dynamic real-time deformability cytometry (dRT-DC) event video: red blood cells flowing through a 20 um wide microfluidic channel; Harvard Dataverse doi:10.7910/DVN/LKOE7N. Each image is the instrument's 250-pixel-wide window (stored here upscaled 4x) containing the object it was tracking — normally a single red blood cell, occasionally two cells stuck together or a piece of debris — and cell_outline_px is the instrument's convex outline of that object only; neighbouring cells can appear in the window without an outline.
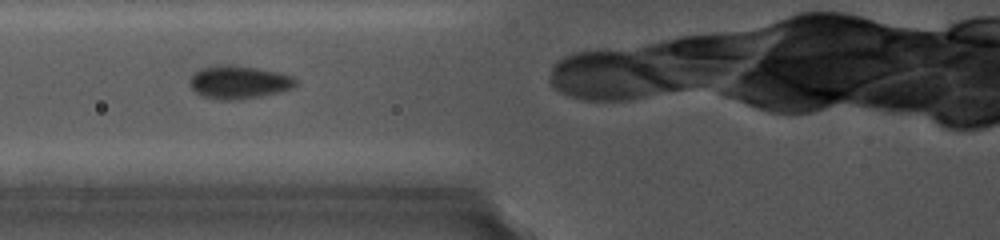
{"species": "common noctule bat (a hibernating species)", "species_latin": "Nyctalus noctula", "temperature_condition": "cold", "stored_images_in_passage": 7, "camera_frame_rate_fps": 5000, "um_per_image_px": 0.085, "animal": {"sex": "female", "body_mass_g": 19.0, "forearm_length_mm": 56.7}, "frame": {"image": 1, "passage_image": 2, "time_ms": 1.0, "image_size_px": [1000, 240], "cell_outline_px": [[296, 84], [280, 92], [232, 100], [224, 100], [204, 96], [196, 92], [192, 88], [192, 72], [200, 68], [228, 64], [280, 72], [292, 76], [296, 80]], "centroid_in_image_um": [20.29, 6.97], "position_along_channel_um": 105.5, "area_um2": 19.83}}